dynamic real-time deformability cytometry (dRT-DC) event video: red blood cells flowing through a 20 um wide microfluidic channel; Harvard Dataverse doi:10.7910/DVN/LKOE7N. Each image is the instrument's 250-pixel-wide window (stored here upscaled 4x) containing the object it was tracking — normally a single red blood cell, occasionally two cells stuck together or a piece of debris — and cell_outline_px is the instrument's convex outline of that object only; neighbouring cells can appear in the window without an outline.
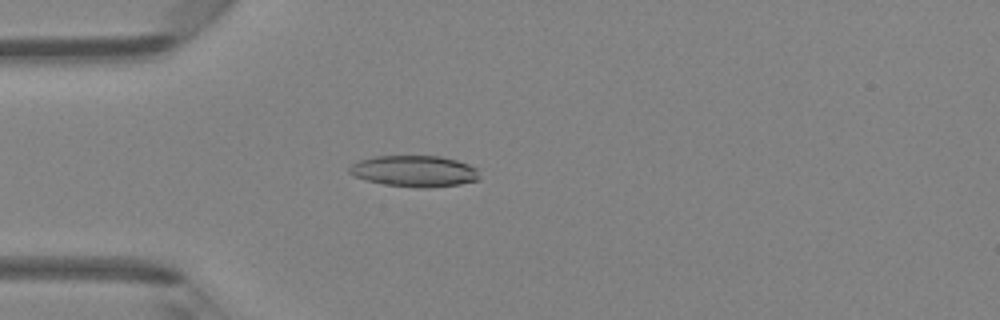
{"species": "Egyptian fruit bat (a non-hibernating species)", "species_latin": "Rousettus aegyptiacus", "temperature_condition": "room temperature", "stored_images_in_passage": 47, "camera_frame_rate_fps": 3000, "um_per_image_px": 0.085, "animal": {"sex": "female"}, "frame": {"image": 1, "passage_image": 13, "time_ms": 4.0, "image_size_px": [1000, 320], "cell_outline_px": [[480, 180], [460, 184], [428, 188], [416, 188], [384, 184], [368, 180], [356, 176], [348, 172], [348, 168], [352, 164], [360, 160], [376, 156], [440, 156], [456, 160], [468, 164], [476, 168], [480, 176]], "centroid_in_image_um": [35.26, 14.55], "position_along_channel_um": 49.7, "area_um2": 23.7}}
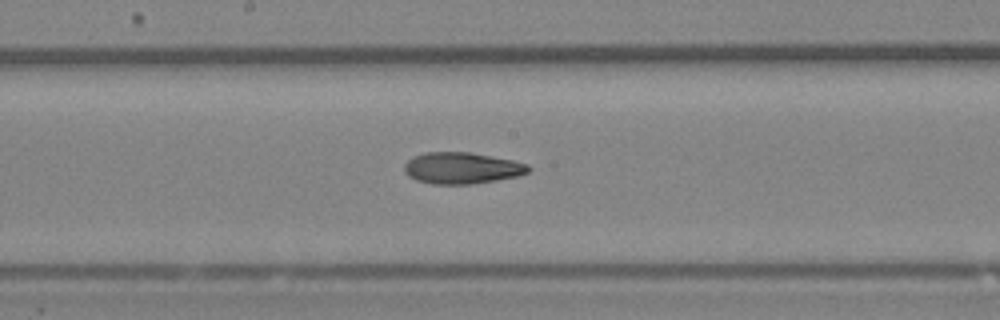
{"frame": {"image": 2, "passage_image": 25, "time_ms": 8.0, "image_size_px": [1000, 320], "cell_outline_px": [[532, 168], [528, 172], [520, 176], [496, 180], [468, 184], [432, 184], [416, 180], [408, 176], [404, 172], [404, 164], [412, 156], [424, 152], [468, 152], [512, 160], [528, 164]], "centroid_in_image_um": [39.24, 14.28], "position_along_channel_um": 209.0, "area_um2": 22.83}}
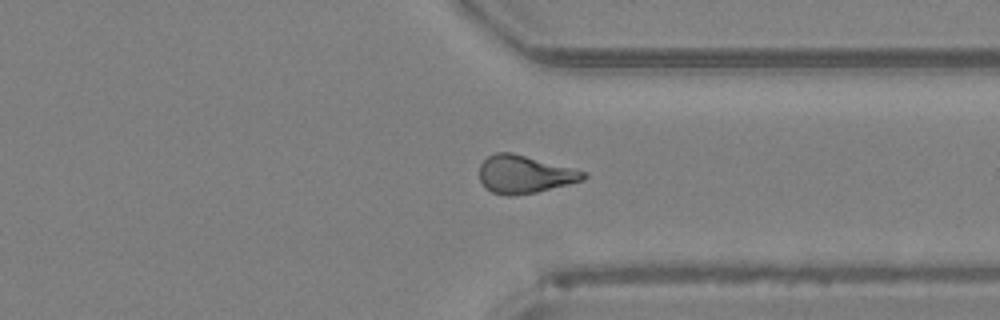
{"frame": {"image": 3, "passage_image": 36, "time_ms": 11.667, "image_size_px": [1000, 320], "cell_outline_px": [[588, 176], [584, 180], [536, 192], [512, 196], [508, 196], [492, 192], [484, 188], [480, 180], [480, 164], [488, 156], [496, 152], [512, 152], [588, 172]], "centroid_in_image_um": [44.58, 14.82], "position_along_channel_um": 366.8, "area_um2": 23.0}, "authors_computed_cell_mechanics": {"area_um2": 23.12, "velocity_mm_per_s": 4.2944, "shape_relaxation_time_tau1_ms": null, "shape_relaxation_time_tau2_ms": 4.1726, "deformation_change_tau1": null, "deformation_change_tau2": 0.1382}}